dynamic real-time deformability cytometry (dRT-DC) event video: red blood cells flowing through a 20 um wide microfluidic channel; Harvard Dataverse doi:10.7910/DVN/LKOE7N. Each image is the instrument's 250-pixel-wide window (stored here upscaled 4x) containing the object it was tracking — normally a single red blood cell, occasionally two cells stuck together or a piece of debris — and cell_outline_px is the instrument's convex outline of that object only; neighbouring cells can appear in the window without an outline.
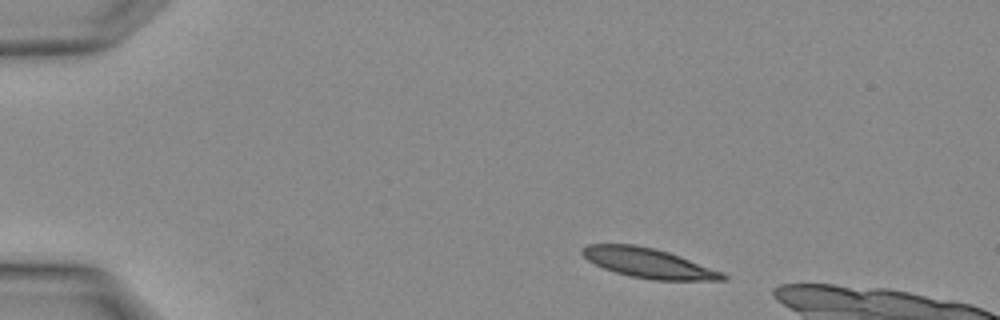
{"species": "Egyptian fruit bat (a non-hibernating species)", "species_latin": "Rousettus aegyptiacus", "temperature_condition": "warm", "stored_images_in_passage": 3, "camera_frame_rate_fps": 3000, "um_per_image_px": 0.085, "animal": {"sex": "female"}, "frame": {"image": 1, "passage_image": 1, "time_ms": 0.0, "image_size_px": [1000, 320], "cell_outline_px": [[728, 280], [652, 280], [632, 276], [616, 272], [604, 268], [588, 260], [580, 252], [580, 248], [588, 244], [632, 244], [652, 248], [668, 252], [680, 256], [724, 272], [728, 276]], "centroid_in_image_um": [55.14, 22.36], "position_along_channel_um": 29.9, "area_um2": 24.22}}